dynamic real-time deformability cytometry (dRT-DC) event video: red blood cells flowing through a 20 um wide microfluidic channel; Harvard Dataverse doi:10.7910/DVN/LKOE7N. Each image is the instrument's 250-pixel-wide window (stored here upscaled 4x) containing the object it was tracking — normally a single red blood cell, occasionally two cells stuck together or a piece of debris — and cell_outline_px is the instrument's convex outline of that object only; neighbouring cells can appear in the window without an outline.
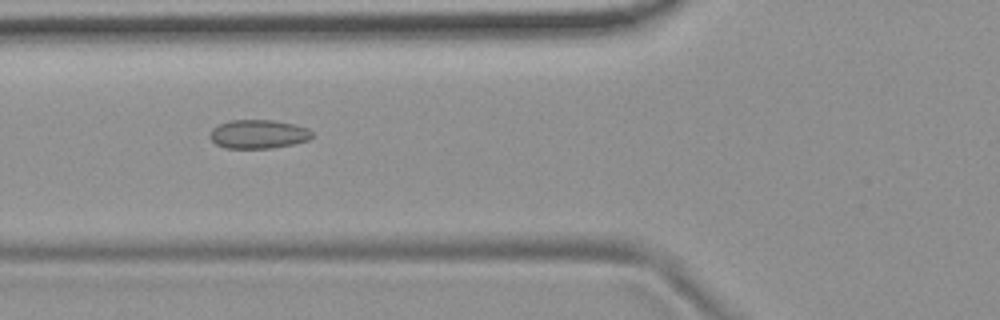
{"species": "common noctule bat (a hibernating species)", "species_latin": "Nyctalus noctula", "temperature_condition": "room temperature", "stored_images_in_passage": 48, "camera_frame_rate_fps": 3000, "um_per_image_px": 0.085, "animal": {"sex": "female", "body_mass_g": 19.9}, "frame": {"image": 1, "passage_image": 14, "time_ms": 4.333, "image_size_px": [1000, 320], "cell_outline_px": [[312, 136], [308, 140], [292, 144], [272, 148], [224, 148], [216, 144], [208, 136], [212, 128], [228, 120], [272, 120], [292, 124], [308, 128], [312, 132]], "centroid_in_image_um": [21.92, 11.4], "position_along_channel_um": 103.9, "area_um2": 17.11}}
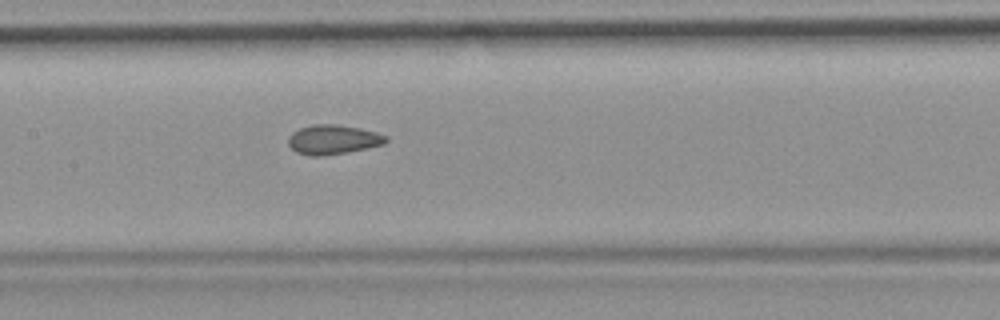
{"frame": {"image": 2, "passage_image": 20, "time_ms": 6.333, "image_size_px": [1000, 320], "cell_outline_px": [[388, 140], [384, 144], [368, 148], [348, 152], [320, 156], [308, 156], [296, 152], [288, 144], [288, 136], [292, 132], [300, 128], [312, 124], [336, 124], [360, 128], [376, 132], [388, 136]], "centroid_in_image_um": [28.31, 11.86], "position_along_channel_um": 179.1, "area_um2": 16.94}}
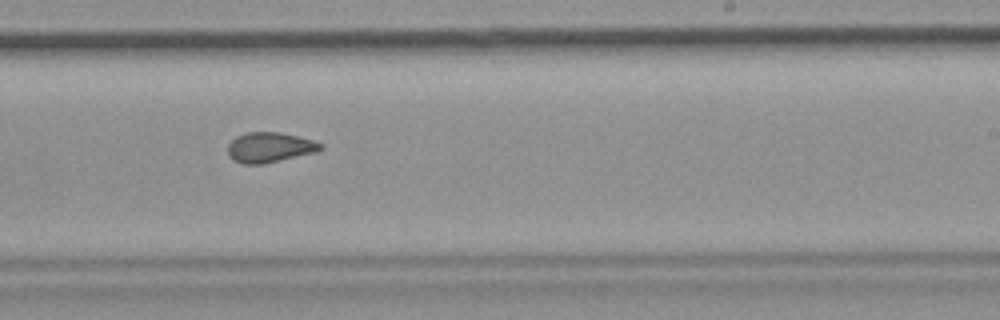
{"frame": {"image": 3, "passage_image": 27, "time_ms": 8.667, "image_size_px": [1000, 320], "cell_outline_px": [[324, 148], [316, 152], [264, 164], [244, 164], [232, 160], [228, 156], [228, 144], [236, 136], [248, 132], [280, 132], [312, 140], [324, 144]], "centroid_in_image_um": [22.91, 12.53], "position_along_channel_um": 266.1, "area_um2": 16.36}, "authors_computed_cell_mechanics": {"area_um2": 16.8487, "velocity_mm_per_s": 3.7559, "shape_relaxation_time_tau1_ms": null, "shape_relaxation_time_tau2_ms": 2.066, "deformation_change_tau1": null, "deformation_change_tau2": 0.076}}